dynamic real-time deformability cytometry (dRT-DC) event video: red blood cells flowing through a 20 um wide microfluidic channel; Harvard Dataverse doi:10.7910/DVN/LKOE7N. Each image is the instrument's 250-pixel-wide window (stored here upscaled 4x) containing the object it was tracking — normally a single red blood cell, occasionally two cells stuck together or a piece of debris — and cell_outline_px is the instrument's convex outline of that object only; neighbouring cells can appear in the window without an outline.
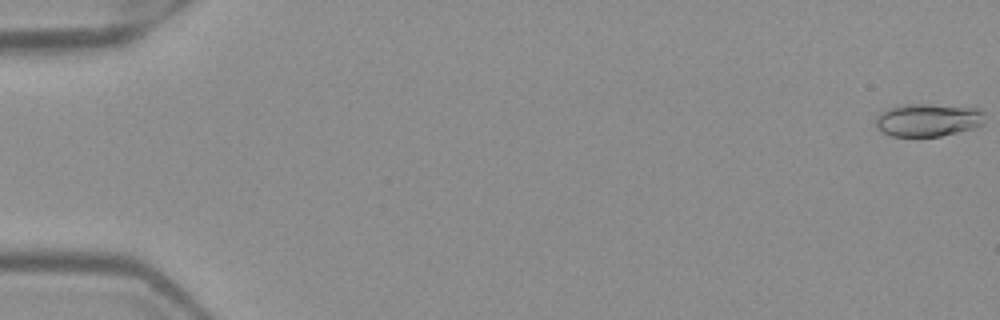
{"species": "Egyptian fruit bat (a non-hibernating species)", "species_latin": "Rousettus aegyptiacus", "temperature_condition": "warm", "stored_images_in_passage": 52, "camera_frame_rate_fps": 3000, "um_per_image_px": 0.085, "frame": {"image": 1, "passage_image": 1, "time_ms": 0.0, "image_size_px": [1000, 320], "cell_outline_px": [[984, 124], [972, 128], [940, 136], [892, 136], [876, 128], [876, 116], [880, 112], [888, 108], [904, 104], [928, 104], [980, 108], [984, 112]], "centroid_in_image_um": [78.88, 10.18], "position_along_channel_um": 6.1, "area_um2": 20.92}}
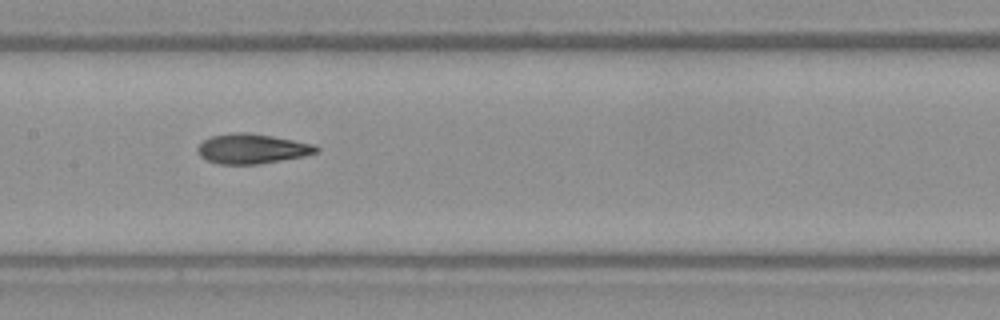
{"frame": {"image": 2, "passage_image": 27, "time_ms": 8.667, "image_size_px": [1000, 320], "cell_outline_px": [[320, 148], [316, 152], [304, 156], [260, 164], [220, 164], [208, 160], [200, 156], [196, 152], [196, 148], [204, 140], [212, 136], [232, 132], [248, 132], [272, 136], [316, 144]], "centroid_in_image_um": [21.42, 12.64], "position_along_channel_um": 186.0, "area_um2": 20.69}}
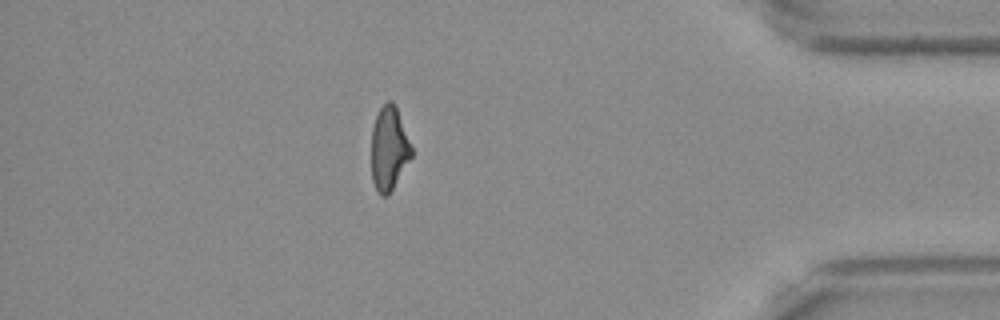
{"frame": {"image": 3, "passage_image": 46, "time_ms": 15.0, "image_size_px": [1000, 320], "cell_outline_px": [[412, 156], [388, 196], [380, 196], [372, 180], [372, 128], [376, 116], [380, 108], [388, 100], [392, 100], [396, 104], [412, 148]], "centroid_in_image_um": [33.07, 12.61], "position_along_channel_um": 402.1, "area_um2": 19.54}, "authors_computed_cell_mechanics": {"area_um2": 20.5768, "velocity_mm_per_s": 4.01, "shape_relaxation_time_tau1_ms": 5.4886, "shape_relaxation_time_tau2_ms": 2.4276, "deformation_change_tau1": 0.1712, "deformation_change_tau2": 0.0945}}